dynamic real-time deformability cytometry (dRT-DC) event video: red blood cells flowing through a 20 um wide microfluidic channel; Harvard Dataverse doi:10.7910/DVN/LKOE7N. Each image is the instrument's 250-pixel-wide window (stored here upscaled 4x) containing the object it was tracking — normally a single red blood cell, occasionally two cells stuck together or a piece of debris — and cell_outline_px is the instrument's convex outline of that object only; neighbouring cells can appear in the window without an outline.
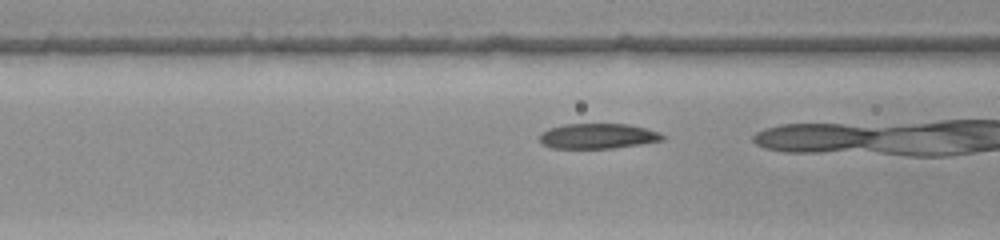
{"species": "common noctule bat (a hibernating species)", "species_latin": "Nyctalus noctula", "temperature_condition": "warm", "stored_images_in_passage": 31, "camera_frame_rate_fps": 3000, "um_per_image_px": 0.085, "animal": {"sex": "female", "body_mass_g": 22.0, "forearm_length_mm": 56.7}, "frame": {"image": 1, "passage_image": 13, "time_ms": 4.0, "image_size_px": [1000, 240], "cell_outline_px": [[664, 140], [640, 144], [612, 148], [552, 148], [544, 144], [540, 140], [540, 132], [548, 128], [564, 124], [628, 124], [660, 132], [664, 136]], "centroid_in_image_um": [50.8, 11.56], "position_along_channel_um": 115.8, "area_um2": 17.98}}
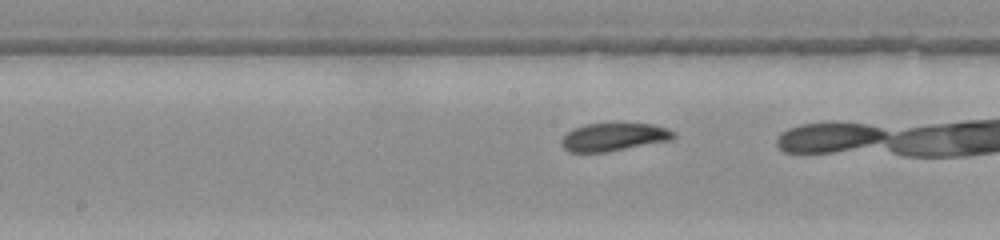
{"frame": {"image": 2, "passage_image": 19, "time_ms": 6.0, "image_size_px": [1000, 240], "cell_outline_px": [[676, 136], [672, 140], [608, 152], [568, 152], [560, 144], [560, 140], [572, 128], [584, 124], [652, 124], [664, 128], [672, 132]], "centroid_in_image_um": [52.12, 11.66], "position_along_channel_um": 196.1, "area_um2": 18.21}}